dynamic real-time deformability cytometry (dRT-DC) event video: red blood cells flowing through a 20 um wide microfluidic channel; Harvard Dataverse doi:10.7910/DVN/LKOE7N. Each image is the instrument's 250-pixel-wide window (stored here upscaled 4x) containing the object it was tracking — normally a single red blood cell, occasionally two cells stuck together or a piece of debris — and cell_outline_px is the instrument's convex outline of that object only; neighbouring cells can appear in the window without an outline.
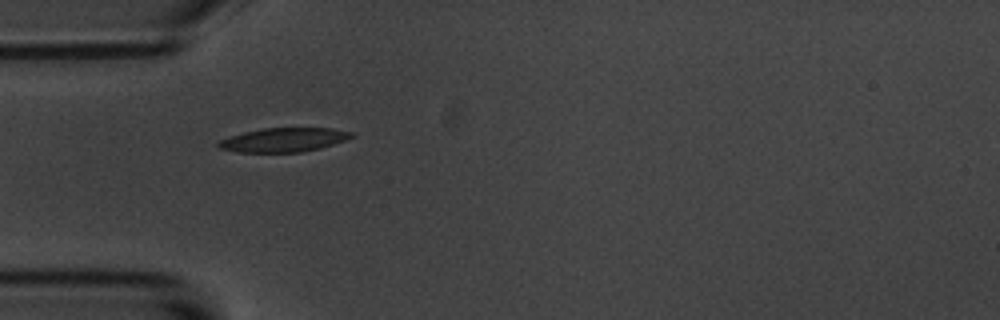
{"species": "common noctule bat (a hibernating species)", "species_latin": "Nyctalus noctula", "temperature_condition": "room temperature", "stored_images_in_passage": 4, "camera_frame_rate_fps": 3000, "um_per_image_px": 0.085, "animal": {"sex": "male", "body_mass_g": 20.1, "forearm_length_mm": 53.5}, "frame": {"image": 1, "passage_image": 1, "time_ms": 0.0, "image_size_px": [1000, 320], "cell_outline_px": [[356, 136], [320, 148], [300, 152], [236, 152], [220, 148], [216, 144], [220, 140], [228, 136], [244, 132], [264, 128], [332, 128], [352, 132]], "centroid_in_image_um": [24.1, 11.88], "position_along_channel_um": 60.9, "area_um2": 18.55}}